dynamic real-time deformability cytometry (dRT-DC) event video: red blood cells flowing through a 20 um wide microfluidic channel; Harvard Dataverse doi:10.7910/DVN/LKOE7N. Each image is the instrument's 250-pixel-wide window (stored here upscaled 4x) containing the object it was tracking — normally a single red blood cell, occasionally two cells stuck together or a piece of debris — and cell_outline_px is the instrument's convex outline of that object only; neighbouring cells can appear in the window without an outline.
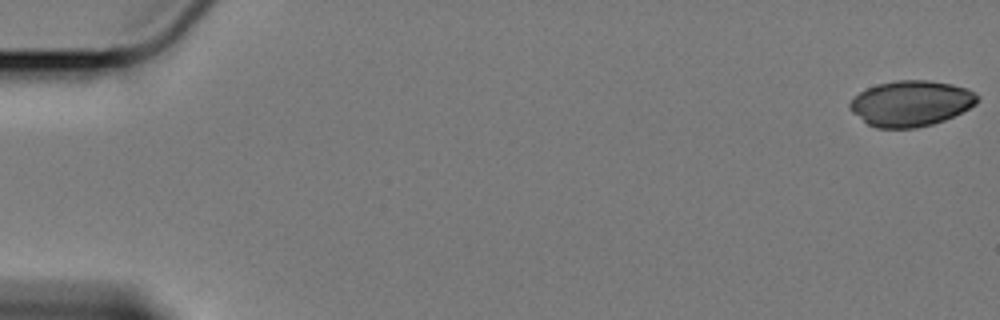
{"species": "Egyptian fruit bat (a non-hibernating species)", "species_latin": "Rousettus aegyptiacus", "temperature_condition": "cold", "stored_images_in_passage": 60, "camera_frame_rate_fps": 3000, "um_per_image_px": 0.085, "animal": {"sex": "female"}, "frame": {"image": 1, "passage_image": 1, "time_ms": 0.0, "image_size_px": [1000, 320], "cell_outline_px": [[980, 100], [976, 104], [944, 120], [932, 124], [916, 128], [876, 128], [868, 124], [852, 112], [848, 108], [848, 104], [860, 92], [876, 84], [896, 80], [928, 80], [952, 84], [968, 88], [976, 92], [980, 96]], "centroid_in_image_um": [77.45, 8.78], "position_along_channel_um": 7.6, "area_um2": 33.99}}
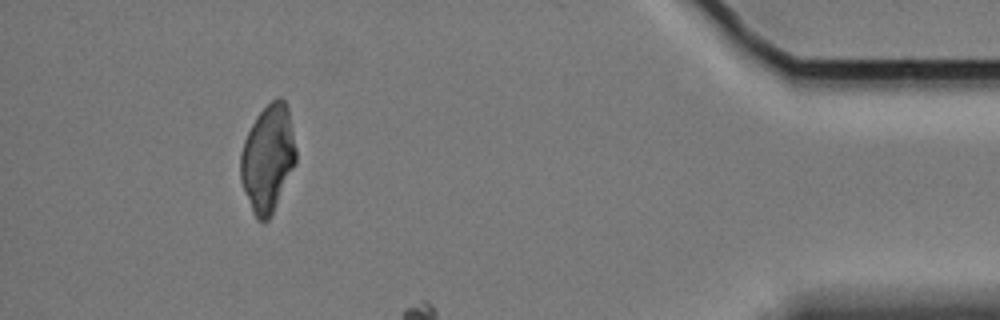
{"frame": {"image": 2, "passage_image": 55, "time_ms": 18.0, "image_size_px": [1000, 320], "cell_outline_px": [[296, 164], [272, 216], [264, 224], [256, 220], [252, 212], [244, 192], [240, 180], [240, 152], [244, 140], [256, 116], [272, 100], [280, 96], [284, 100], [288, 108], [296, 148]], "centroid_in_image_um": [22.76, 13.52], "position_along_channel_um": 412.4, "area_um2": 35.08}}